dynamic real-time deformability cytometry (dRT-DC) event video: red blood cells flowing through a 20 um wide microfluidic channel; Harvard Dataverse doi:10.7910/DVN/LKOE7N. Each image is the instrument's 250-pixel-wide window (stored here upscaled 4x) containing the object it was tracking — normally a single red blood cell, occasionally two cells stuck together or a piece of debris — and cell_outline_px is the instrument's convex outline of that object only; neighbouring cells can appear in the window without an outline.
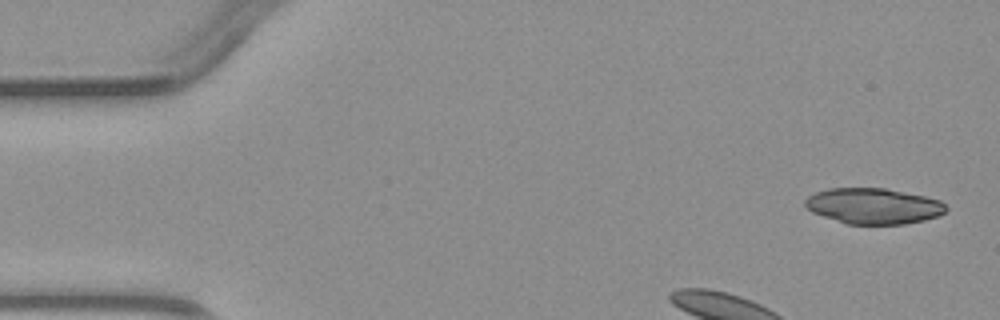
{"species": "common noctule bat (a hibernating species)", "species_latin": "Nyctalus noctula", "temperature_condition": "warm", "stored_images_in_passage": 4, "camera_frame_rate_fps": 3000, "um_per_image_px": 0.085, "animal": {"sex": "male", "body_mass_g": 23.1, "forearm_length_mm": 52.7}, "frame": {"image": 1, "passage_image": 1, "time_ms": 0.0, "image_size_px": [1000, 320], "cell_outline_px": [[948, 208], [940, 216], [924, 220], [904, 224], [848, 224], [812, 212], [804, 204], [804, 200], [808, 196], [816, 192], [828, 188], [884, 188], [924, 196], [940, 200]], "centroid_in_image_um": [74.25, 17.51], "position_along_channel_um": 10.7, "area_um2": 29.25}}